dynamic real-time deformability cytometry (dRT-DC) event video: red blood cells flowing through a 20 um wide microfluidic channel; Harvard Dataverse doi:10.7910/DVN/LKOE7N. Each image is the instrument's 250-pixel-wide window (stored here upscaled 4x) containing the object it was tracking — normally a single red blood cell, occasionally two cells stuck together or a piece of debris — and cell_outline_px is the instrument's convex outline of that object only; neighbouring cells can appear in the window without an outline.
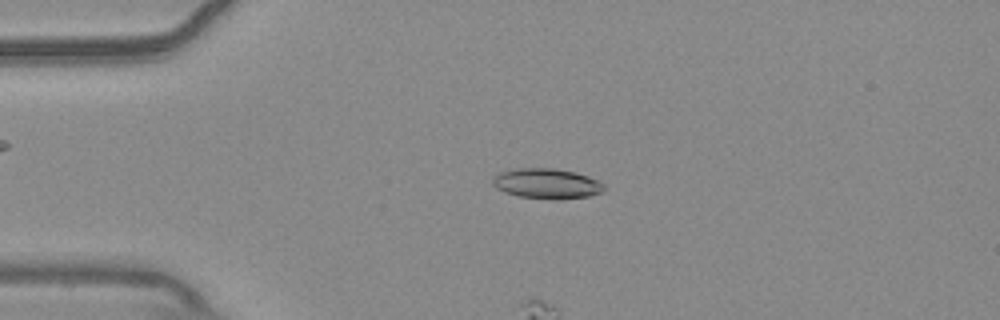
{"species": "common noctule bat (a hibernating species)", "species_latin": "Nyctalus noctula", "temperature_condition": "warm", "stored_images_in_passage": 31, "camera_frame_rate_fps": 3000, "um_per_image_px": 0.085, "animal": {"sex": "male", "body_mass_g": 20.4}, "frame": {"image": 1, "passage_image": 12, "time_ms": 3.667, "image_size_px": [1000, 320], "cell_outline_px": [[608, 188], [600, 192], [588, 196], [560, 200], [552, 200], [520, 196], [504, 192], [496, 188], [492, 184], [492, 176], [496, 172], [512, 168], [552, 168], [576, 172], [600, 180]], "centroid_in_image_um": [46.46, 15.6], "position_along_channel_um": 38.5, "area_um2": 20.11}}